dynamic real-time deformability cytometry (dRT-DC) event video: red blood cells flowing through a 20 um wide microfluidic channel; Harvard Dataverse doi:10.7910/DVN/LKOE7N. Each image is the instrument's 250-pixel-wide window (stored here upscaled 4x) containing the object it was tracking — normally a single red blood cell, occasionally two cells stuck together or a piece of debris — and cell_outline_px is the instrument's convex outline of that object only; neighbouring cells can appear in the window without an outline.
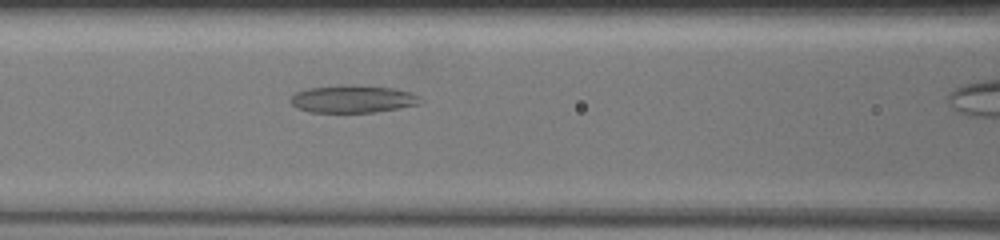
{"species": "common noctule bat (a hibernating species)", "species_latin": "Nyctalus noctula", "temperature_condition": "warm", "stored_images_in_passage": 46, "camera_frame_rate_fps": 3000, "um_per_image_px": 0.085, "animal": {"sex": "female", "body_mass_g": 19.5, "forearm_length_mm": 54.1}, "frame": {"image": 1, "passage_image": 5, "time_ms": 0.667, "image_size_px": [1000, 240], "cell_outline_px": [[416, 104], [396, 108], [372, 112], [312, 112], [300, 108], [292, 104], [292, 96], [296, 92], [312, 88], [392, 88], [408, 92], [416, 96]], "centroid_in_image_um": [29.92, 8.47], "position_along_channel_um": 136.7, "area_um2": 18.79}}
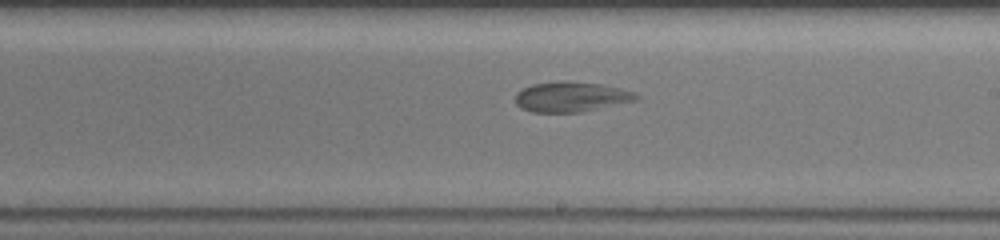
{"frame": {"image": 2, "passage_image": 23, "time_ms": 3.333, "image_size_px": [1000, 240], "cell_outline_px": [[640, 96], [636, 100], [580, 112], [532, 112], [516, 104], [516, 96], [524, 88], [532, 84], [600, 84], [632, 92]], "centroid_in_image_um": [48.55, 8.28], "position_along_channel_um": 240.4, "area_um2": 19.71}}
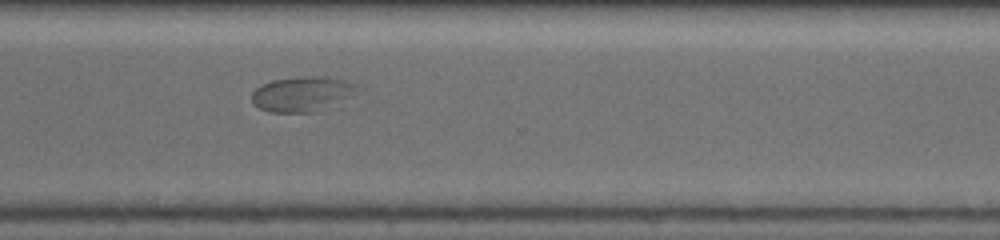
{"frame": {"image": 3, "passage_image": 41, "time_ms": 6.0, "image_size_px": [1000, 240], "cell_outline_px": [[344, 84], [308, 112], [268, 112], [252, 104], [252, 92], [256, 88], [272, 80], [300, 76], [324, 76], [340, 80]], "centroid_in_image_um": [25.02, 7.95], "position_along_channel_um": 345.6, "area_um2": 17.69}}